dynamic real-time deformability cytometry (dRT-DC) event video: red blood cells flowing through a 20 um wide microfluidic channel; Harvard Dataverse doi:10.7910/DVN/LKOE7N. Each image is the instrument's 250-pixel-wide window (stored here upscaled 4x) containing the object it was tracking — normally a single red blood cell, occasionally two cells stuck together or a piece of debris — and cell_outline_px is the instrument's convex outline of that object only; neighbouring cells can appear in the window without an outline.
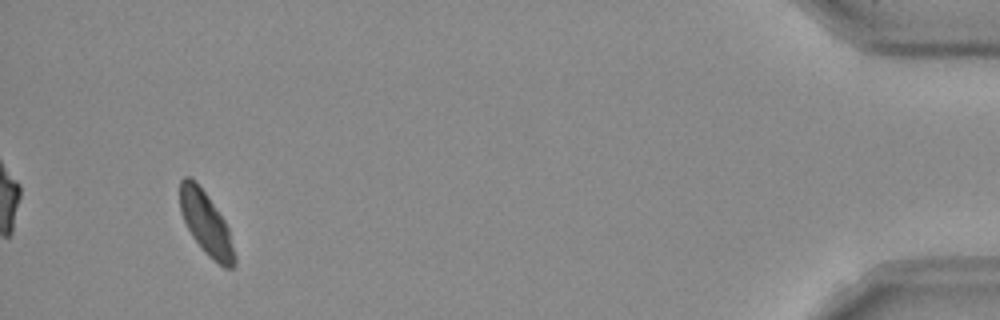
{"species": "Egyptian fruit bat (a non-hibernating species)", "species_latin": "Rousettus aegyptiacus", "temperature_condition": "room temperature", "stored_images_in_passage": 48, "camera_frame_rate_fps": 3000, "um_per_image_px": 0.085, "frame": {"image": 1, "passage_image": 47, "time_ms": 15.333, "image_size_px": [1000, 320], "cell_outline_px": [[236, 264], [232, 268], [224, 268], [208, 256], [204, 252], [192, 236], [180, 212], [180, 180], [184, 176], [188, 176], [204, 192], [224, 220], [228, 228], [236, 256]], "centroid_in_image_um": [17.52, 19.05], "position_along_channel_um": 417.7, "area_um2": 19.65}, "authors_computed_cell_mechanics": {"area_um2": 21.4149, "velocity_mm_per_s": 3.917, "shape_relaxation_time_tau1_ms": 7.625, "shape_relaxation_time_tau2_ms": null, "deformation_change_tau1": 0.13, "deformation_change_tau2": null}}